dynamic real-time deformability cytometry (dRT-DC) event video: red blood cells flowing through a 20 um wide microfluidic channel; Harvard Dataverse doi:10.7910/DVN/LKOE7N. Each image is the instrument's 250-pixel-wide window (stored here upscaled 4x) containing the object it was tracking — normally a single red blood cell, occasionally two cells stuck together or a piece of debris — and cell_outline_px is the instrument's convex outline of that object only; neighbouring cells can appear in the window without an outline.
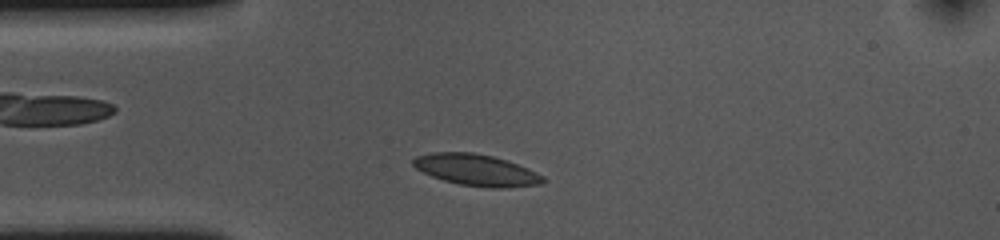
{"species": "common noctule bat (a hibernating species)", "species_latin": "Nyctalus noctula", "temperature_condition": "cold", "stored_images_in_passage": 42, "camera_frame_rate_fps": 3000, "um_per_image_px": 0.085, "animal": {"sex": "female", "body_mass_g": 10.0, "forearm_length_mm": 53.1}, "frame": {"image": 1, "passage_image": 5, "time_ms": 1.333, "image_size_px": [1000, 240], "cell_outline_px": [[548, 180], [540, 184], [508, 188], [488, 188], [460, 184], [444, 180], [432, 176], [416, 168], [412, 164], [412, 160], [416, 156], [432, 152], [472, 152], [492, 156], [508, 160], [528, 168], [544, 176]], "centroid_in_image_um": [40.53, 14.45], "position_along_channel_um": 44.5, "area_um2": 23.93}}
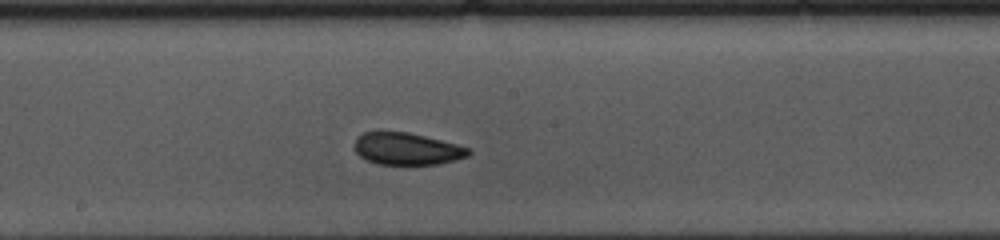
{"frame": {"image": 2, "passage_image": 20, "time_ms": 6.333, "image_size_px": [1000, 240], "cell_outline_px": [[472, 152], [468, 156], [456, 160], [440, 164], [376, 164], [360, 156], [356, 152], [356, 140], [364, 132], [408, 132], [472, 148]], "centroid_in_image_um": [34.65, 12.66], "position_along_channel_um": 213.6, "area_um2": 21.1}}
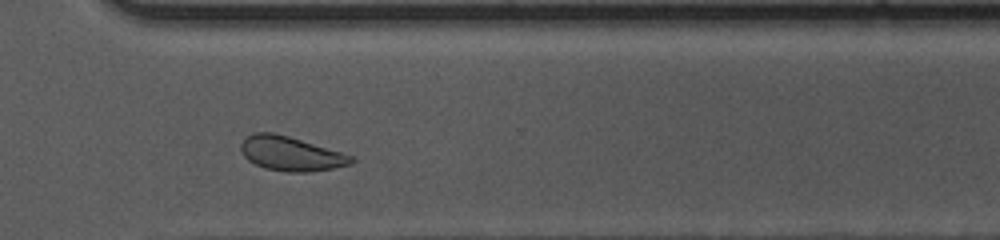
{"frame": {"image": 3, "passage_image": 31, "time_ms": 10.0, "image_size_px": [1000, 240], "cell_outline_px": [[356, 160], [348, 164], [332, 168], [308, 172], [284, 172], [264, 168], [248, 160], [244, 156], [240, 148], [240, 144], [248, 136], [256, 132], [272, 132], [288, 136], [340, 152], [352, 156]], "centroid_in_image_um": [24.68, 13.07], "position_along_channel_um": 345.9, "area_um2": 21.73}, "authors_computed_cell_mechanics": {"area_um2": 22.7443, "velocity_mm_per_s": 3.6079, "shape_relaxation_time_tau1_ms": 8.9838, "shape_relaxation_time_tau2_ms": 1.6713, "deformation_change_tau1": 0.145, "deformation_change_tau2": 0.0698}}